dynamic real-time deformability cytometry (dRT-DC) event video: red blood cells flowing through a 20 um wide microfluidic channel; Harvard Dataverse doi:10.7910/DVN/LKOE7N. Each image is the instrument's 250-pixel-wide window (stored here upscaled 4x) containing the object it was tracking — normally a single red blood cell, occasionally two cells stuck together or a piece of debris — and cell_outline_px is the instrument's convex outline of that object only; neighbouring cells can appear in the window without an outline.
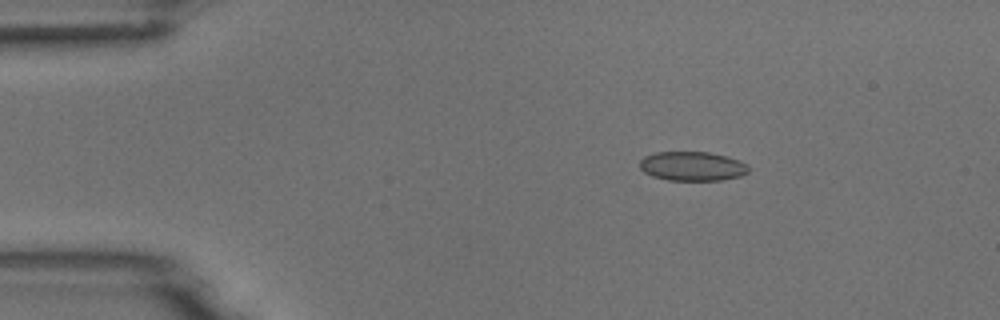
{"species": "common noctule bat (a hibernating species)", "species_latin": "Nyctalus noctula", "temperature_condition": "room temperature", "stored_images_in_passage": 5, "camera_frame_rate_fps": 3000, "um_per_image_px": 0.085, "animal": {"sex": "male", "body_mass_g": 18.8}, "frame": {"image": 1, "passage_image": 3, "time_ms": 2.333, "image_size_px": [1000, 320], "cell_outline_px": [[748, 172], [740, 176], [720, 180], [668, 180], [652, 176], [644, 172], [640, 168], [640, 160], [644, 156], [656, 152], [708, 152], [728, 156], [748, 164]], "centroid_in_image_um": [58.84, 14.12], "position_along_channel_um": 26.2, "area_um2": 18.55}}
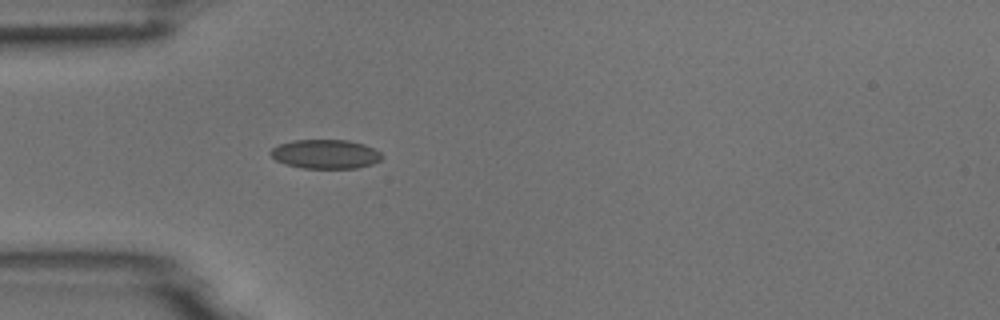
{"frame": {"image": 2, "passage_image": 5, "time_ms": 4.667, "image_size_px": [1000, 320], "cell_outline_px": [[384, 156], [380, 160], [372, 164], [356, 168], [304, 168], [284, 164], [276, 160], [268, 152], [272, 148], [280, 144], [292, 140], [348, 140], [364, 144], [380, 152]], "centroid_in_image_um": [27.66, 13.1], "position_along_channel_um": 57.3, "area_um2": 18.9}}